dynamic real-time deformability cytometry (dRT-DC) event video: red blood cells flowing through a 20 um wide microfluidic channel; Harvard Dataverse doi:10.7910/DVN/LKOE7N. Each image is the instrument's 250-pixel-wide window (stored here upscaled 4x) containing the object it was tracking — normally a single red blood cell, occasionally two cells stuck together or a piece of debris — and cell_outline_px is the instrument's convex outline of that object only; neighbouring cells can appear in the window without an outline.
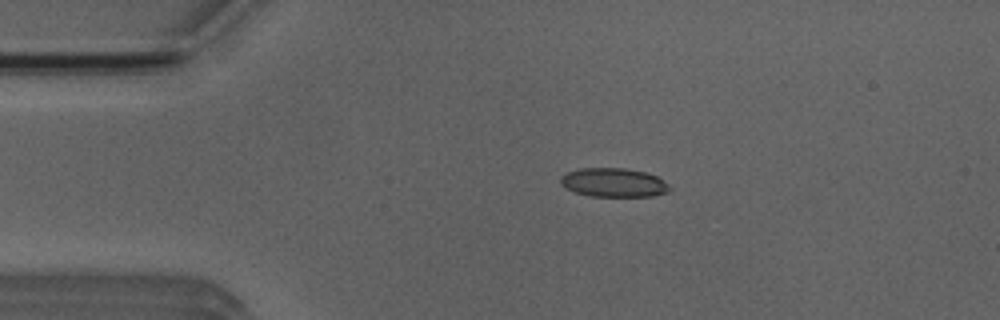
{"species": "Egyptian fruit bat (a non-hibernating species)", "species_latin": "Rousettus aegyptiacus", "temperature_condition": "room temperature", "stored_images_in_passage": 2, "camera_frame_rate_fps": 3000, "um_per_image_px": 0.085, "animal": {"sex": "male"}, "frame": {"image": 1, "passage_image": 1, "time_ms": 0.0, "image_size_px": [1000, 320], "cell_outline_px": [[672, 188], [668, 192], [652, 196], [588, 196], [576, 192], [560, 184], [560, 176], [568, 172], [580, 168], [624, 168], [644, 172], [656, 176], [668, 184]], "centroid_in_image_um": [52.16, 15.52], "position_along_channel_um": 32.8, "area_um2": 18.26}}